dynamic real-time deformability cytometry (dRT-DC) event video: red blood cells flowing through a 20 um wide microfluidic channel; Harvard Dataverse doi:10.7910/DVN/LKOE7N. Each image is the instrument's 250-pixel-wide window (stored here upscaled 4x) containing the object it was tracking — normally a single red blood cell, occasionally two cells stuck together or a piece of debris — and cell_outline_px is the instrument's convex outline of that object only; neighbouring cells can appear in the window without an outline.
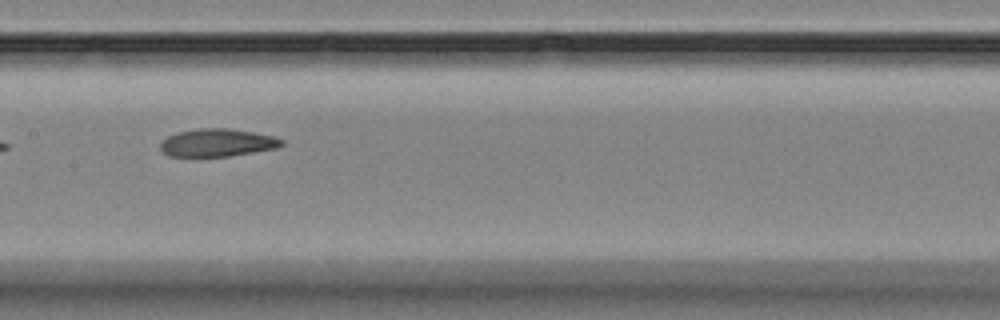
{"species": "Egyptian fruit bat (a non-hibernating species)", "species_latin": "Rousettus aegyptiacus", "temperature_condition": "room temperature", "stored_images_in_passage": 11, "camera_frame_rate_fps": 3000, "um_per_image_px": 0.085, "animal": {"sex": "female"}, "frame": {"image": 1, "passage_image": 7, "time_ms": 7.0, "image_size_px": [1000, 320], "cell_outline_px": [[284, 144], [276, 148], [228, 156], [168, 156], [160, 148], [160, 144], [168, 136], [176, 132], [200, 128], [228, 128], [252, 132], [272, 136], [284, 140]], "centroid_in_image_um": [18.46, 12.12], "position_along_channel_um": 188.9, "area_um2": 19.42}}
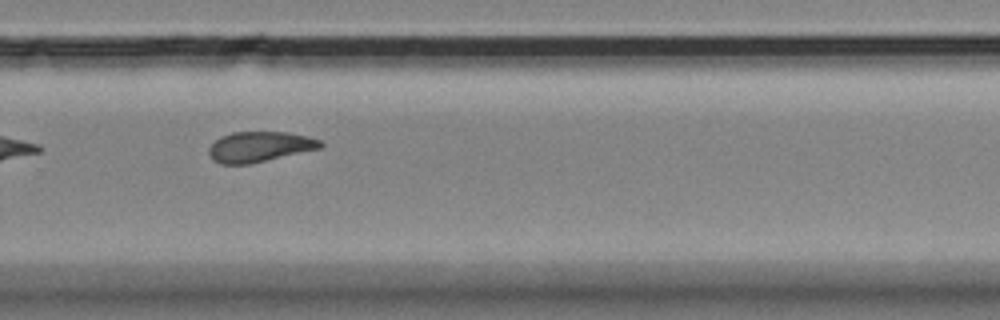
{"frame": {"image": 2, "passage_image": 10, "time_ms": 10.333, "image_size_px": [1000, 320], "cell_outline_px": [[324, 148], [248, 164], [220, 164], [212, 160], [208, 152], [208, 148], [220, 136], [232, 132], [288, 132], [308, 136], [320, 140], [324, 144]], "centroid_in_image_um": [22.09, 12.47], "position_along_channel_um": 307.7, "area_um2": 19.94}}
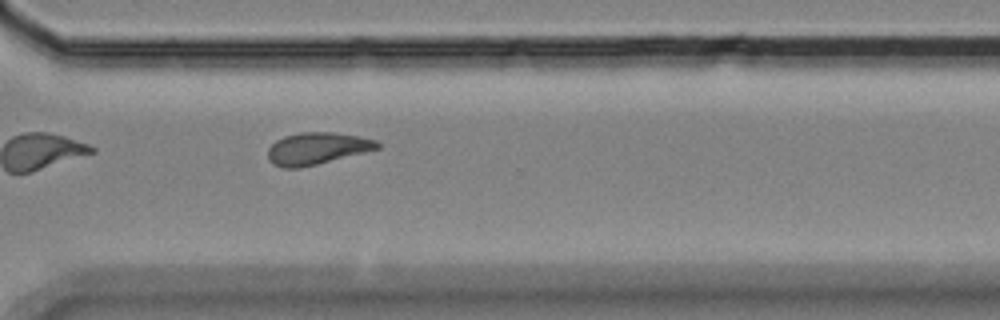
{"frame": {"image": 3, "passage_image": 11, "time_ms": 11.333, "image_size_px": [1000, 320], "cell_outline_px": [[380, 148], [300, 168], [284, 168], [272, 164], [268, 160], [268, 148], [276, 140], [284, 136], [300, 132], [332, 132], [360, 136], [376, 140], [380, 144]], "centroid_in_image_um": [26.92, 12.61], "position_along_channel_um": 343.7, "area_um2": 20.35}}